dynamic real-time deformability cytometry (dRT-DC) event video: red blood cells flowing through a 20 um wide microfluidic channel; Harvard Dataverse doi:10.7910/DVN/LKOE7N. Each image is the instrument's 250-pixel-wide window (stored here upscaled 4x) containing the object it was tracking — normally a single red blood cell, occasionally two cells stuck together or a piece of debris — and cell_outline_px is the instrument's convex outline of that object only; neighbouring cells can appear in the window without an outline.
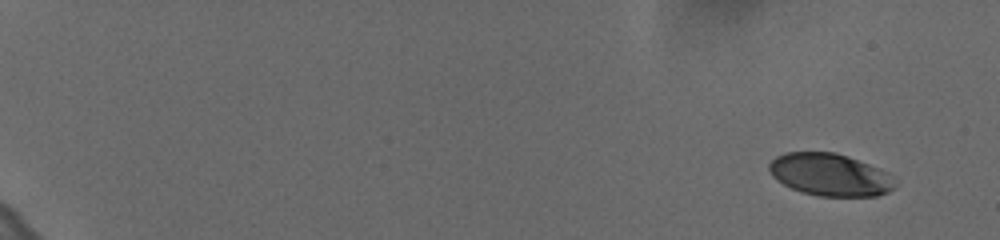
{"species": "human", "species_latin": "Homo sapiens", "temperature_condition": "cold", "stored_images_in_passage": 57, "camera_frame_rate_fps": 3000, "um_per_image_px": 0.085, "donor": {"sex": "female"}, "frame": {"image": 1, "passage_image": 1, "time_ms": 0.0, "image_size_px": [1000, 240], "cell_outline_px": [[896, 188], [888, 192], [876, 196], [820, 196], [804, 192], [792, 188], [776, 180], [772, 176], [768, 168], [768, 164], [776, 156], [784, 152], [836, 152], [848, 156], [880, 168], [896, 176]], "centroid_in_image_um": [70.6, 14.84], "position_along_channel_um": 14.4, "area_um2": 31.44}}
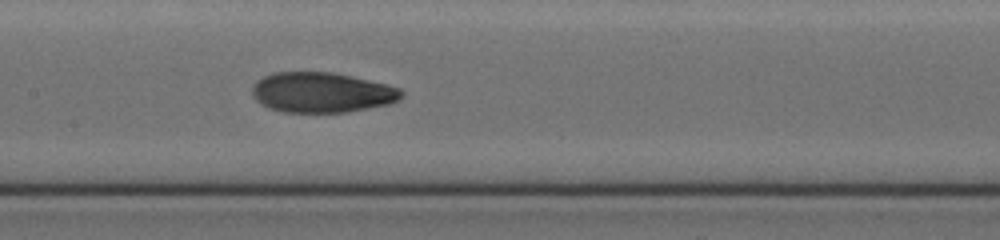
{"frame": {"image": 2, "passage_image": 31, "time_ms": 10.0, "image_size_px": [1000, 240], "cell_outline_px": [[404, 96], [400, 100], [392, 104], [348, 112], [284, 112], [268, 108], [260, 104], [252, 96], [252, 88], [256, 80], [264, 76], [276, 72], [332, 72], [388, 84], [400, 88], [404, 92]], "centroid_in_image_um": [27.38, 7.86], "position_along_channel_um": 180.0, "area_um2": 35.37}}
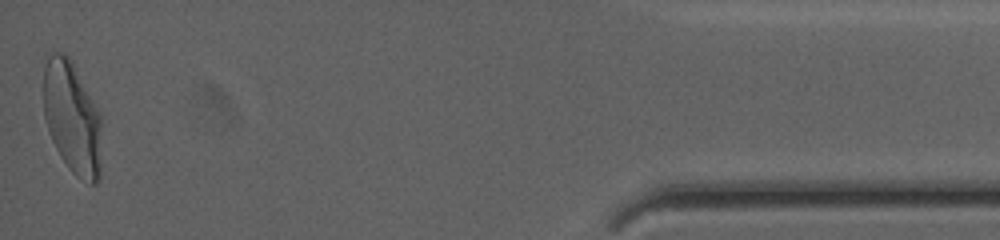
{"frame": {"image": 3, "passage_image": 57, "time_ms": 18.667, "image_size_px": [1000, 240], "cell_outline_px": [[100, 180], [96, 184], [88, 184], [80, 180], [68, 168], [60, 156], [52, 140], [44, 116], [44, 68], [52, 52], [64, 52], [72, 60], [100, 112]], "centroid_in_image_um": [6.14, 10.04], "position_along_channel_um": 429.1, "area_um2": 38.21}, "authors_computed_cell_mechanics": {"area_um2": 35.0268, "velocity_mm_per_s": 3.6297, "shape_relaxation_time_tau1_ms": 5.1378, "shape_relaxation_time_tau2_ms": 1.3353, "deformation_change_tau1": 0.1921, "deformation_change_tau2": 0.0602}}